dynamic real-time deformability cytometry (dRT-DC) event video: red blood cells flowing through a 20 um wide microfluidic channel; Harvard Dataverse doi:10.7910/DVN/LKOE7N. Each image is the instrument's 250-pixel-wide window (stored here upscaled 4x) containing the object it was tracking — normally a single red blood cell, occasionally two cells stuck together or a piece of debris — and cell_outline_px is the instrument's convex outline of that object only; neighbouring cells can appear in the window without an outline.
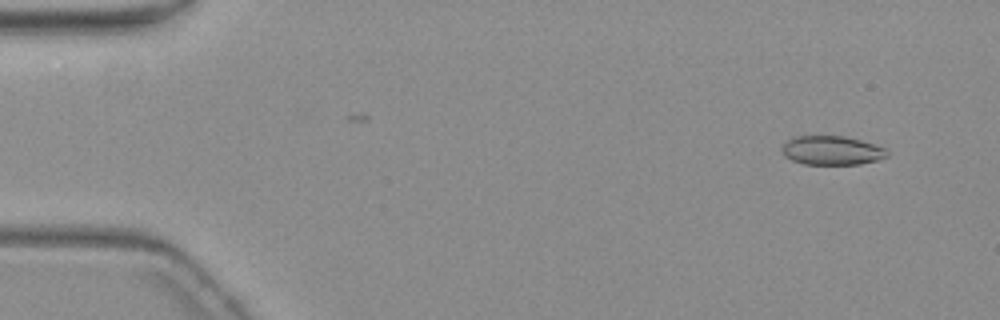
{"species": "common noctule bat (a hibernating species)", "species_latin": "Nyctalus noctula", "temperature_condition": "warm", "stored_images_in_passage": 4, "camera_frame_rate_fps": 3000, "um_per_image_px": 0.085, "animal": {"sex": "female", "body_mass_g": 19.3, "forearm_length_mm": 54.1}, "frame": {"image": 1, "passage_image": 1, "time_ms": 0.0, "image_size_px": [1000, 320], "cell_outline_px": [[888, 156], [880, 160], [860, 164], [804, 164], [792, 160], [784, 156], [784, 144], [788, 140], [796, 136], [844, 136], [860, 140], [884, 148], [888, 152]], "centroid_in_image_um": [70.73, 12.79], "position_along_channel_um": 14.3, "area_um2": 17.57}}
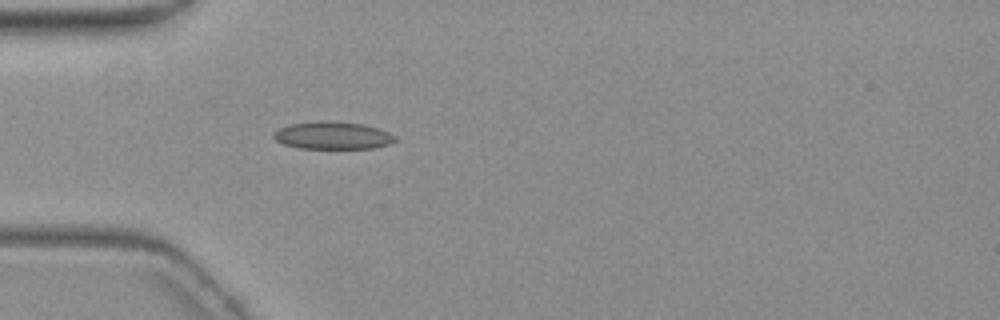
{"frame": {"image": 2, "passage_image": 4, "time_ms": 4.333, "image_size_px": [1000, 320], "cell_outline_px": [[396, 140], [388, 144], [372, 148], [300, 148], [284, 144], [276, 140], [272, 136], [272, 132], [280, 128], [292, 124], [324, 120], [328, 120], [364, 124], [380, 128], [396, 136]], "centroid_in_image_um": [28.29, 11.5], "position_along_channel_um": 56.7, "area_um2": 19.48}}